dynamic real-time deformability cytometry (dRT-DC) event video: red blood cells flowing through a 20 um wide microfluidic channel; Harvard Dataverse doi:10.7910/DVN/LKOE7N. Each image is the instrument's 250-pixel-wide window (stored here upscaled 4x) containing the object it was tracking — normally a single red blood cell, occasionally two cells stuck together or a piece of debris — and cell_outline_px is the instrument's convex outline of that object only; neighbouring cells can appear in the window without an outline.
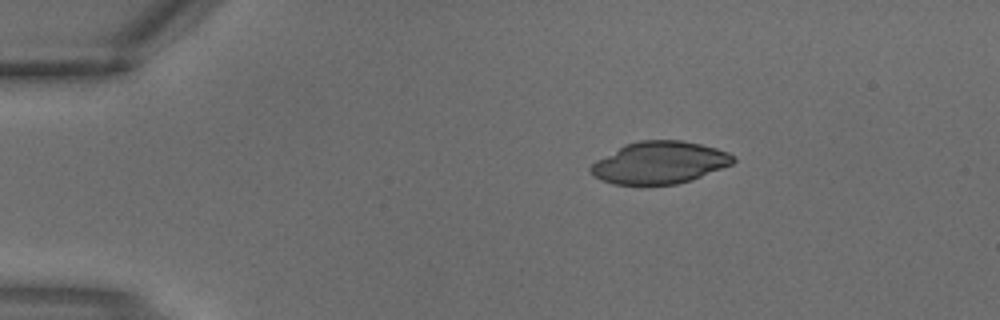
{"species": "common noctule bat (a hibernating species)", "species_latin": "Nyctalus noctula", "temperature_condition": "warm", "stored_images_in_passage": 2, "camera_frame_rate_fps": 3000, "um_per_image_px": 0.085, "animal": {"sex": "male", "body_mass_g": 18.8}, "frame": {"image": 1, "passage_image": 1, "time_ms": 0.0, "image_size_px": [1000, 320], "cell_outline_px": [[736, 160], [732, 164], [692, 180], [676, 184], [612, 184], [596, 176], [588, 168], [596, 160], [624, 144], [640, 140], [680, 140], [700, 144], [716, 148], [728, 152], [736, 156]], "centroid_in_image_um": [56.09, 13.81], "position_along_channel_um": 28.9, "area_um2": 34.85}}